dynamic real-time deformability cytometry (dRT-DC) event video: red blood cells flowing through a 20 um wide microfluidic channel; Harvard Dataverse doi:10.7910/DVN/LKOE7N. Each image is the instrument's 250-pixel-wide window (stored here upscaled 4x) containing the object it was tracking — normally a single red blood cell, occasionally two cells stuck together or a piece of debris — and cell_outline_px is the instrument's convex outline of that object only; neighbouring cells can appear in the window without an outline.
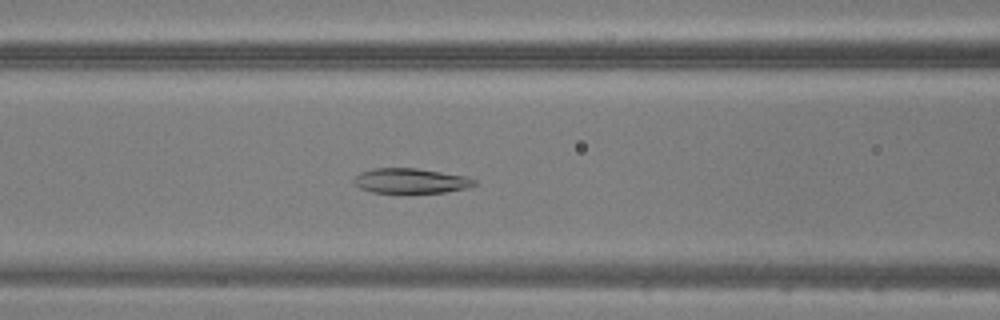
{"species": "common noctule bat (a hibernating species)", "species_latin": "Nyctalus noctula", "temperature_condition": "warm", "stored_images_in_passage": 48, "camera_frame_rate_fps": 3000, "um_per_image_px": 0.085, "animal": {"sex": "male", "body_mass_g": 20.5, "forearm_length_mm": 52.5}, "frame": {"image": 1, "passage_image": 21, "time_ms": 6.667, "image_size_px": [1000, 320], "cell_outline_px": [[476, 184], [464, 188], [444, 192], [404, 196], [396, 196], [372, 192], [360, 188], [352, 184], [352, 180], [360, 172], [372, 168], [416, 168], [468, 176], [476, 180]], "centroid_in_image_um": [34.84, 15.42], "position_along_channel_um": 131.8, "area_um2": 18.61}}
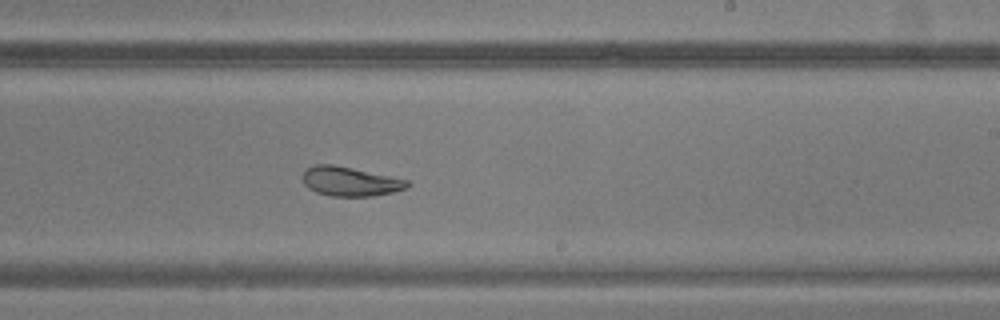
{"frame": {"image": 2, "passage_image": 30, "time_ms": 9.667, "image_size_px": [1000, 320], "cell_outline_px": [[412, 184], [408, 188], [392, 192], [372, 196], [332, 196], [316, 192], [308, 188], [304, 184], [300, 176], [312, 164], [332, 164], [352, 168], [408, 180]], "centroid_in_image_um": [29.74, 15.42], "position_along_channel_um": 259.3, "area_um2": 17.92}}
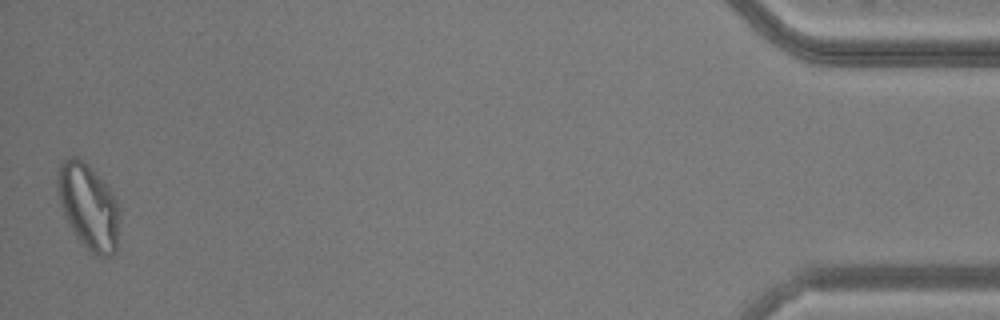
{"frame": {"image": 3, "passage_image": 48, "time_ms": 15.667, "image_size_px": [1000, 320], "cell_outline_px": [[120, 220], [116, 252], [112, 256], [96, 256], [76, 236], [64, 216], [56, 192], [56, 172], [60, 164], [64, 160], [72, 156], [76, 156], [88, 164], [108, 188], [116, 200], [120, 208]], "centroid_in_image_um": [7.51, 17.55], "position_along_channel_um": 427.7, "area_um2": 31.1}}